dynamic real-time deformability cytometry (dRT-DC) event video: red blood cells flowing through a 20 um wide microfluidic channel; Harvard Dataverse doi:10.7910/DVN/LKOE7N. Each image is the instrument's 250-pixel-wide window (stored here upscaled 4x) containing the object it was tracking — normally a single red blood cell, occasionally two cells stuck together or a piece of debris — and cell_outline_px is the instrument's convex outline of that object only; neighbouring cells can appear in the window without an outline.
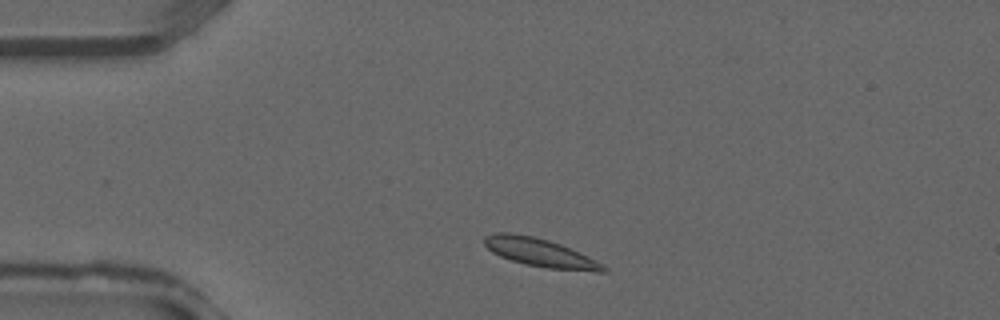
{"species": "common noctule bat (a hibernating species)", "species_latin": "Nyctalus noctula", "temperature_condition": "warm", "stored_images_in_passage": 32, "camera_frame_rate_fps": 3000, "um_per_image_px": 0.085, "animal": {"sex": "male", "forearm_length_mm": 52.5}, "frame": {"image": 1, "passage_image": 3, "time_ms": 0.667, "image_size_px": [1000, 320], "cell_outline_px": [[608, 272], [596, 272], [548, 268], [524, 264], [500, 256], [492, 252], [484, 244], [484, 236], [496, 232], [512, 232], [536, 236], [560, 244], [596, 260], [604, 264], [608, 268]], "centroid_in_image_um": [45.91, 21.47], "position_along_channel_um": 39.1, "area_um2": 19.77}}
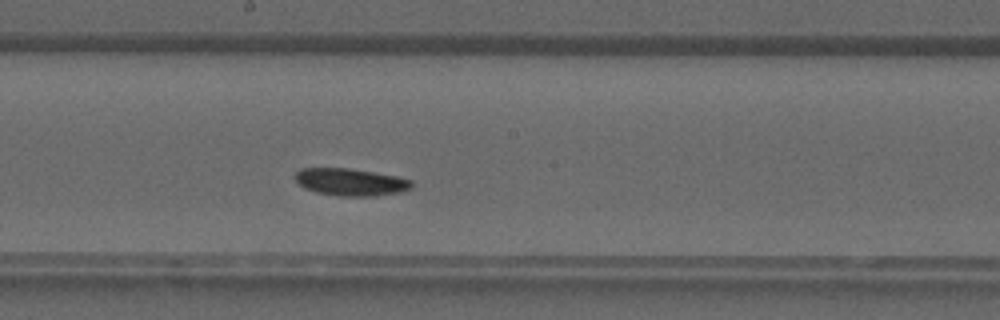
{"frame": {"image": 2, "passage_image": 15, "time_ms": 4.667, "image_size_px": [1000, 320], "cell_outline_px": [[412, 188], [400, 192], [376, 196], [336, 196], [316, 192], [304, 188], [296, 180], [296, 172], [300, 168], [348, 168], [396, 176], [412, 180]], "centroid_in_image_um": [29.81, 15.48], "position_along_channel_um": 218.4, "area_um2": 18.5}}
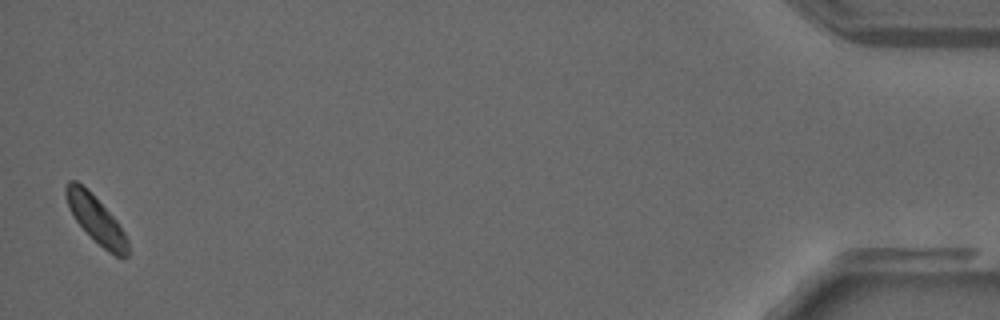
{"frame": {"image": 3, "passage_image": 32, "time_ms": 10.333, "image_size_px": [1000, 320], "cell_outline_px": [[128, 256], [116, 256], [108, 252], [76, 220], [68, 208], [64, 192], [64, 188], [68, 180], [76, 180], [116, 220], [124, 232], [128, 240]], "centroid_in_image_um": [8.14, 18.64], "position_along_channel_um": 427.1, "area_um2": 16.18}}